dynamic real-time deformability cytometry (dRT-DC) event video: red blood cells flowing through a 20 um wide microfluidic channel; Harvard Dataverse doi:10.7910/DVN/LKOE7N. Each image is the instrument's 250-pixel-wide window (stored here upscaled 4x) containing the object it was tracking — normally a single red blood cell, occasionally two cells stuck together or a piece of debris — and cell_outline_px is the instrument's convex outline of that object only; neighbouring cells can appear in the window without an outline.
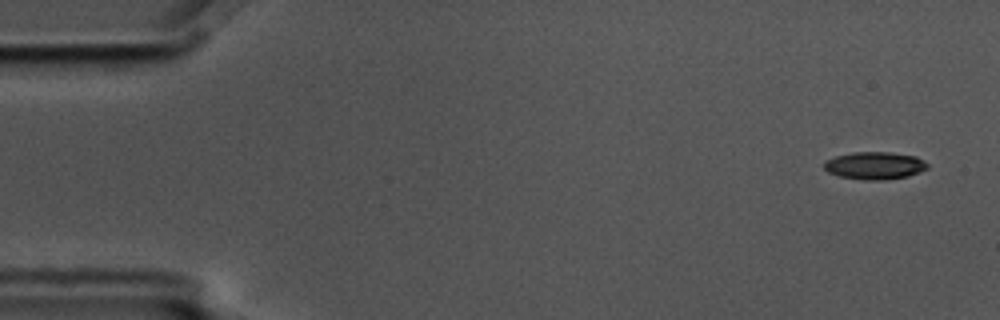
{"species": "common noctule bat (a hibernating species)", "species_latin": "Nyctalus noctula", "temperature_condition": "cold", "stored_images_in_passage": 4, "camera_frame_rate_fps": 3000, "um_per_image_px": 0.085, "animal": {"sex": "male", "body_mass_g": 17.5, "forearm_length_mm": 52.3}, "frame": {"image": 1, "passage_image": 1, "time_ms": 0.0, "image_size_px": [1000, 320], "cell_outline_px": [[928, 168], [908, 176], [884, 180], [864, 180], [840, 176], [828, 172], [824, 168], [824, 160], [836, 156], [852, 152], [888, 152], [916, 156], [924, 160], [928, 164]], "centroid_in_image_um": [74.35, 14.07], "position_along_channel_um": 10.7, "area_um2": 16.59}}